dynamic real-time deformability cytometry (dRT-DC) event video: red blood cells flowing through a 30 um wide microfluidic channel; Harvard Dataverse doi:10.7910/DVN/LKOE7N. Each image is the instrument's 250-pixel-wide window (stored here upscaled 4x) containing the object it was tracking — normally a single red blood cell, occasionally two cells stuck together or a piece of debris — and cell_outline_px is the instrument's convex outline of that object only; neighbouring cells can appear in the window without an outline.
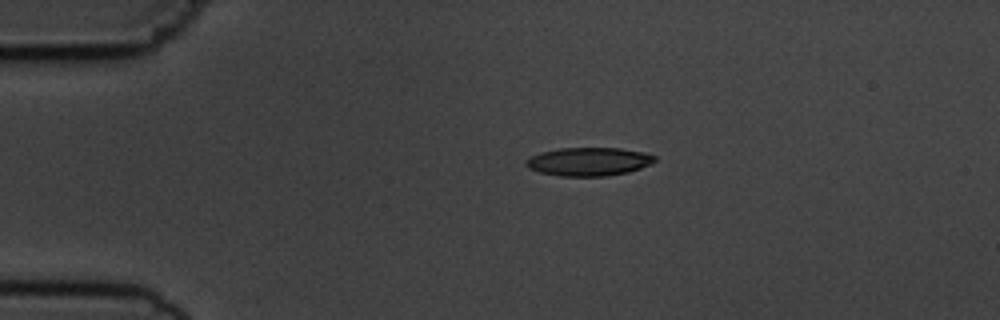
{"species": "common noctule bat (a hibernating species)", "species_latin": "Nyctalus noctula", "temperature_condition": "cold", "stored_images_in_passage": 6, "camera_frame_rate_fps": 3000, "um_per_image_px": 0.085, "animal": {"sex": "male", "body_mass_g": 19.5, "forearm_length_mm": 54.6}, "frame": {"image": 1, "passage_image": 6, "time_ms": 6.0, "image_size_px": [1000, 320], "cell_outline_px": [[656, 160], [652, 164], [628, 172], [608, 176], [560, 176], [540, 172], [528, 168], [524, 164], [532, 156], [540, 152], [560, 148], [620, 148], [644, 152], [656, 156]], "centroid_in_image_um": [50.07, 13.73], "position_along_channel_um": 34.9, "area_um2": 21.33}}